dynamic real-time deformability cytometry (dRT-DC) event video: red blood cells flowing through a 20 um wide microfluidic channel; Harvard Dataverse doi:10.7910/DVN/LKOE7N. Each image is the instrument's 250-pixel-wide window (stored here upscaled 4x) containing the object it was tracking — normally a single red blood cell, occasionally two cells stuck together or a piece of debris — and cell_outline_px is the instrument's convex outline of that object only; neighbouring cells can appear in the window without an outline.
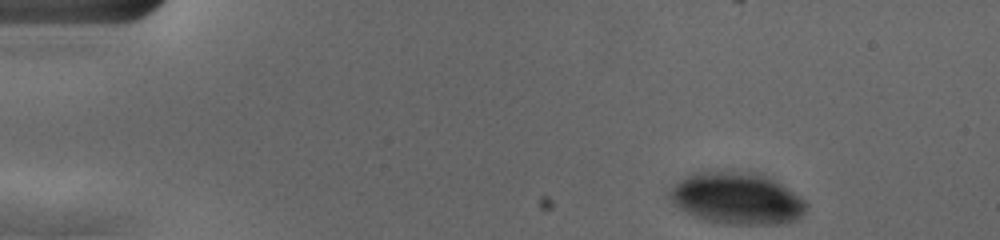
{"species": "human", "species_latin": "Homo sapiens", "temperature_condition": "cold", "stored_images_in_passage": 42, "camera_frame_rate_fps": 3000, "um_per_image_px": 0.085, "donor": {"sex": "female"}, "frame": {"image": 1, "passage_image": 1, "time_ms": 0.0, "image_size_px": [1000, 240], "cell_outline_px": [[808, 208], [796, 220], [784, 224], [728, 224], [704, 220], [692, 216], [680, 208], [668, 196], [668, 192], [680, 180], [692, 172], [756, 172], [780, 184], [800, 196], [808, 204]], "centroid_in_image_um": [62.64, 16.88], "position_along_channel_um": 22.4, "area_um2": 40.92}}
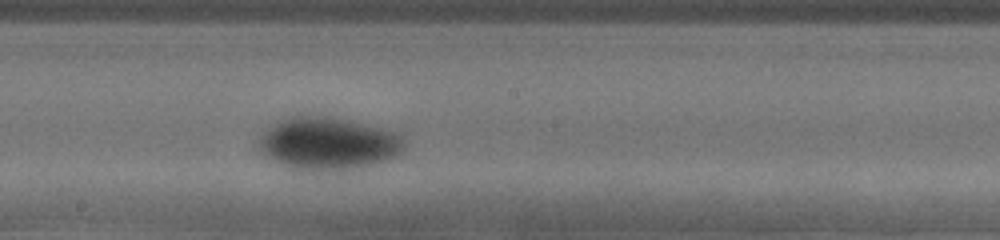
{"frame": {"image": 2, "passage_image": 25, "time_ms": 8.0, "image_size_px": [1000, 240], "cell_outline_px": [[404, 148], [400, 152], [384, 160], [360, 168], [340, 172], [296, 172], [284, 168], [264, 156], [260, 152], [256, 144], [264, 132], [276, 124], [292, 116], [328, 116], [392, 132], [400, 136], [404, 140]], "centroid_in_image_um": [27.78, 12.29], "position_along_channel_um": 220.4, "area_um2": 44.74}}
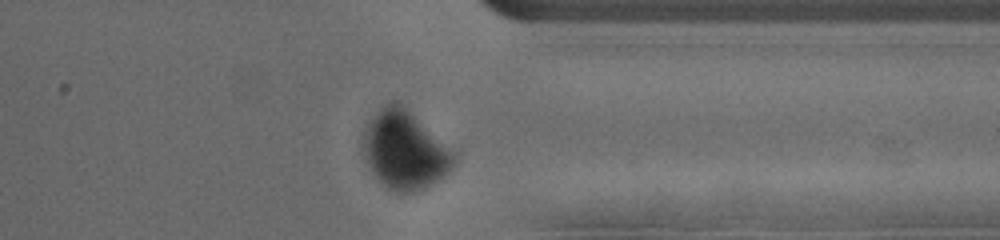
{"frame": {"image": 3, "passage_image": 38, "time_ms": 12.333, "image_size_px": [1000, 240], "cell_outline_px": [[456, 160], [436, 180], [412, 192], [400, 192], [388, 188], [376, 176], [364, 160], [360, 144], [360, 140], [364, 128], [392, 100], [396, 100], [452, 152], [456, 156]], "centroid_in_image_um": [34.29, 12.77], "position_along_channel_um": 377.1, "area_um2": 39.42}, "authors_computed_cell_mechanics": {"area_um2": 45.662, "velocity_mm_per_s": 3.6665, "shape_relaxation_time_tau1_ms": 7.78, "shape_relaxation_time_tau2_ms": null, "deformation_change_tau1": 0.1782, "deformation_change_tau2": null}}